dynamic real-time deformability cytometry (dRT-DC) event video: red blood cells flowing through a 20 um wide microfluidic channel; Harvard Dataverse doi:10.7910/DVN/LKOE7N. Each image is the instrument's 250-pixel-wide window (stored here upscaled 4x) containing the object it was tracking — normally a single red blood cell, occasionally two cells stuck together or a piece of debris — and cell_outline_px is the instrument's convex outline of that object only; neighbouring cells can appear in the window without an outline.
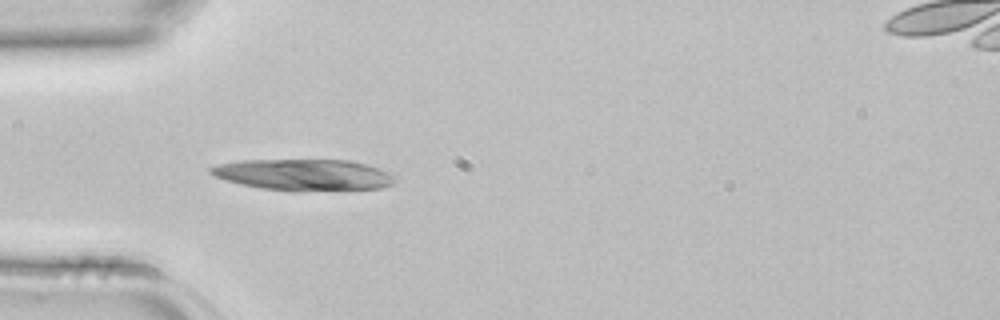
{"species": "common noctule bat (a hibernating species)", "species_latin": "Nyctalus noctula", "temperature_condition": "room temperature", "stored_images_in_passage": 4, "camera_frame_rate_fps": 3000, "um_per_image_px": 0.085, "animal": {"sex": "female", "body_mass_g": 22.7, "forearm_length_mm": 54.2}, "frame": {"image": 1, "passage_image": 4, "time_ms": 1.0, "image_size_px": [1000, 320], "cell_outline_px": [[396, 180], [392, 184], [384, 188], [296, 192], [292, 192], [260, 188], [240, 184], [224, 180], [208, 172], [208, 168], [220, 164], [240, 160], [352, 160], [368, 164], [388, 172]], "centroid_in_image_um": [25.82, 14.87], "position_along_channel_um": 59.2, "area_um2": 34.1}}